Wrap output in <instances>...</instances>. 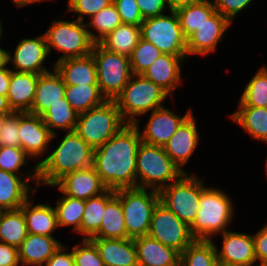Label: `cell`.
<instances>
[{"instance_id":"obj_1","label":"cell","mask_w":267,"mask_h":266,"mask_svg":"<svg viewBox=\"0 0 267 266\" xmlns=\"http://www.w3.org/2000/svg\"><path fill=\"white\" fill-rule=\"evenodd\" d=\"M139 124H126L94 149L93 168L109 190L137 188L136 156L142 142Z\"/></svg>"},{"instance_id":"obj_2","label":"cell","mask_w":267,"mask_h":266,"mask_svg":"<svg viewBox=\"0 0 267 266\" xmlns=\"http://www.w3.org/2000/svg\"><path fill=\"white\" fill-rule=\"evenodd\" d=\"M65 133L55 150L37 163L39 186H53L66 174L93 166L94 149L75 131Z\"/></svg>"},{"instance_id":"obj_3","label":"cell","mask_w":267,"mask_h":266,"mask_svg":"<svg viewBox=\"0 0 267 266\" xmlns=\"http://www.w3.org/2000/svg\"><path fill=\"white\" fill-rule=\"evenodd\" d=\"M219 188L207 187L201 194L199 211L190 232L195 240H212V236L227 231L234 218V204Z\"/></svg>"},{"instance_id":"obj_4","label":"cell","mask_w":267,"mask_h":266,"mask_svg":"<svg viewBox=\"0 0 267 266\" xmlns=\"http://www.w3.org/2000/svg\"><path fill=\"white\" fill-rule=\"evenodd\" d=\"M136 160L137 188L159 192L185 173L172 161L162 146L141 142Z\"/></svg>"},{"instance_id":"obj_5","label":"cell","mask_w":267,"mask_h":266,"mask_svg":"<svg viewBox=\"0 0 267 266\" xmlns=\"http://www.w3.org/2000/svg\"><path fill=\"white\" fill-rule=\"evenodd\" d=\"M167 97L158 85L142 75L133 74L114 101L127 124H139V116L164 106L162 103Z\"/></svg>"},{"instance_id":"obj_6","label":"cell","mask_w":267,"mask_h":266,"mask_svg":"<svg viewBox=\"0 0 267 266\" xmlns=\"http://www.w3.org/2000/svg\"><path fill=\"white\" fill-rule=\"evenodd\" d=\"M127 123L114 100H106L101 105L78 115L75 132L93 149H96Z\"/></svg>"},{"instance_id":"obj_7","label":"cell","mask_w":267,"mask_h":266,"mask_svg":"<svg viewBox=\"0 0 267 266\" xmlns=\"http://www.w3.org/2000/svg\"><path fill=\"white\" fill-rule=\"evenodd\" d=\"M47 40L48 53L54 48L63 52L56 62L89 55L95 44V33L87 29L86 22L54 20L44 32Z\"/></svg>"},{"instance_id":"obj_8","label":"cell","mask_w":267,"mask_h":266,"mask_svg":"<svg viewBox=\"0 0 267 266\" xmlns=\"http://www.w3.org/2000/svg\"><path fill=\"white\" fill-rule=\"evenodd\" d=\"M206 188L203 180L186 172L159 191L160 203L190 227L196 219L201 194Z\"/></svg>"},{"instance_id":"obj_9","label":"cell","mask_w":267,"mask_h":266,"mask_svg":"<svg viewBox=\"0 0 267 266\" xmlns=\"http://www.w3.org/2000/svg\"><path fill=\"white\" fill-rule=\"evenodd\" d=\"M115 195L122 205L127 235L133 239L148 235L154 208L160 202L159 192L128 188L115 190Z\"/></svg>"},{"instance_id":"obj_10","label":"cell","mask_w":267,"mask_h":266,"mask_svg":"<svg viewBox=\"0 0 267 266\" xmlns=\"http://www.w3.org/2000/svg\"><path fill=\"white\" fill-rule=\"evenodd\" d=\"M92 55L101 94L107 100H115L133 75L129 56L111 52L99 43L94 44Z\"/></svg>"},{"instance_id":"obj_11","label":"cell","mask_w":267,"mask_h":266,"mask_svg":"<svg viewBox=\"0 0 267 266\" xmlns=\"http://www.w3.org/2000/svg\"><path fill=\"white\" fill-rule=\"evenodd\" d=\"M145 18L140 24L141 39L154 44L162 53L174 56H188L187 39L183 35L178 15L169 11Z\"/></svg>"},{"instance_id":"obj_12","label":"cell","mask_w":267,"mask_h":266,"mask_svg":"<svg viewBox=\"0 0 267 266\" xmlns=\"http://www.w3.org/2000/svg\"><path fill=\"white\" fill-rule=\"evenodd\" d=\"M148 235L180 254L195 240L190 227L160 202L154 208Z\"/></svg>"},{"instance_id":"obj_13","label":"cell","mask_w":267,"mask_h":266,"mask_svg":"<svg viewBox=\"0 0 267 266\" xmlns=\"http://www.w3.org/2000/svg\"><path fill=\"white\" fill-rule=\"evenodd\" d=\"M33 169L25 174V181L23 177L21 178L22 175L0 169V210H17L29 199V191L35 195L34 192H37L39 187L38 165L35 164ZM31 180H33L32 183H36V189L29 184Z\"/></svg>"},{"instance_id":"obj_14","label":"cell","mask_w":267,"mask_h":266,"mask_svg":"<svg viewBox=\"0 0 267 266\" xmlns=\"http://www.w3.org/2000/svg\"><path fill=\"white\" fill-rule=\"evenodd\" d=\"M222 248L215 245L219 266H254L255 256L253 236L227 230L221 234Z\"/></svg>"},{"instance_id":"obj_15","label":"cell","mask_w":267,"mask_h":266,"mask_svg":"<svg viewBox=\"0 0 267 266\" xmlns=\"http://www.w3.org/2000/svg\"><path fill=\"white\" fill-rule=\"evenodd\" d=\"M47 40L45 34L34 38L20 40L12 55L9 52V63L14 67L13 71L44 74L49 72L43 64L48 57Z\"/></svg>"},{"instance_id":"obj_16","label":"cell","mask_w":267,"mask_h":266,"mask_svg":"<svg viewBox=\"0 0 267 266\" xmlns=\"http://www.w3.org/2000/svg\"><path fill=\"white\" fill-rule=\"evenodd\" d=\"M18 134L21 148L34 159L40 158L47 152L53 136L42 117L30 112H19Z\"/></svg>"},{"instance_id":"obj_17","label":"cell","mask_w":267,"mask_h":266,"mask_svg":"<svg viewBox=\"0 0 267 266\" xmlns=\"http://www.w3.org/2000/svg\"><path fill=\"white\" fill-rule=\"evenodd\" d=\"M146 126L140 131L141 140L144 143L156 146H164L178 130L180 125L192 114L191 108L185 115L179 116L167 107L162 106L153 110Z\"/></svg>"},{"instance_id":"obj_18","label":"cell","mask_w":267,"mask_h":266,"mask_svg":"<svg viewBox=\"0 0 267 266\" xmlns=\"http://www.w3.org/2000/svg\"><path fill=\"white\" fill-rule=\"evenodd\" d=\"M230 26L231 22L216 11L187 38L188 56L194 54L206 56L208 53L215 52Z\"/></svg>"},{"instance_id":"obj_19","label":"cell","mask_w":267,"mask_h":266,"mask_svg":"<svg viewBox=\"0 0 267 266\" xmlns=\"http://www.w3.org/2000/svg\"><path fill=\"white\" fill-rule=\"evenodd\" d=\"M53 186L69 197L85 201L107 190L93 166L68 173Z\"/></svg>"},{"instance_id":"obj_20","label":"cell","mask_w":267,"mask_h":266,"mask_svg":"<svg viewBox=\"0 0 267 266\" xmlns=\"http://www.w3.org/2000/svg\"><path fill=\"white\" fill-rule=\"evenodd\" d=\"M199 137L195 117L192 113L163 146L167 155L185 173L183 166L187 164L195 152Z\"/></svg>"},{"instance_id":"obj_21","label":"cell","mask_w":267,"mask_h":266,"mask_svg":"<svg viewBox=\"0 0 267 266\" xmlns=\"http://www.w3.org/2000/svg\"><path fill=\"white\" fill-rule=\"evenodd\" d=\"M186 58L188 56H174L163 53L144 71L142 76L172 96V91L182 84L181 66Z\"/></svg>"},{"instance_id":"obj_22","label":"cell","mask_w":267,"mask_h":266,"mask_svg":"<svg viewBox=\"0 0 267 266\" xmlns=\"http://www.w3.org/2000/svg\"><path fill=\"white\" fill-rule=\"evenodd\" d=\"M89 240L96 246L104 266H138L137 249L133 238Z\"/></svg>"},{"instance_id":"obj_23","label":"cell","mask_w":267,"mask_h":266,"mask_svg":"<svg viewBox=\"0 0 267 266\" xmlns=\"http://www.w3.org/2000/svg\"><path fill=\"white\" fill-rule=\"evenodd\" d=\"M138 266H179L180 253L149 235L134 238Z\"/></svg>"},{"instance_id":"obj_24","label":"cell","mask_w":267,"mask_h":266,"mask_svg":"<svg viewBox=\"0 0 267 266\" xmlns=\"http://www.w3.org/2000/svg\"><path fill=\"white\" fill-rule=\"evenodd\" d=\"M38 74L17 72L11 69L7 94L9 107L13 112H29L35 97Z\"/></svg>"},{"instance_id":"obj_25","label":"cell","mask_w":267,"mask_h":266,"mask_svg":"<svg viewBox=\"0 0 267 266\" xmlns=\"http://www.w3.org/2000/svg\"><path fill=\"white\" fill-rule=\"evenodd\" d=\"M51 71L39 75L30 113L42 116L50 106L63 102L66 85L54 68Z\"/></svg>"},{"instance_id":"obj_26","label":"cell","mask_w":267,"mask_h":266,"mask_svg":"<svg viewBox=\"0 0 267 266\" xmlns=\"http://www.w3.org/2000/svg\"><path fill=\"white\" fill-rule=\"evenodd\" d=\"M65 85H90L97 83L96 64L92 53L65 59L53 64Z\"/></svg>"},{"instance_id":"obj_27","label":"cell","mask_w":267,"mask_h":266,"mask_svg":"<svg viewBox=\"0 0 267 266\" xmlns=\"http://www.w3.org/2000/svg\"><path fill=\"white\" fill-rule=\"evenodd\" d=\"M61 245L53 236L28 233L19 247L20 263L22 266H43Z\"/></svg>"},{"instance_id":"obj_28","label":"cell","mask_w":267,"mask_h":266,"mask_svg":"<svg viewBox=\"0 0 267 266\" xmlns=\"http://www.w3.org/2000/svg\"><path fill=\"white\" fill-rule=\"evenodd\" d=\"M29 199L19 208L25 217L28 233L53 236L58 228L55 208L50 203L34 205Z\"/></svg>"},{"instance_id":"obj_29","label":"cell","mask_w":267,"mask_h":266,"mask_svg":"<svg viewBox=\"0 0 267 266\" xmlns=\"http://www.w3.org/2000/svg\"><path fill=\"white\" fill-rule=\"evenodd\" d=\"M230 117L252 138L267 143V107L238 106Z\"/></svg>"},{"instance_id":"obj_30","label":"cell","mask_w":267,"mask_h":266,"mask_svg":"<svg viewBox=\"0 0 267 266\" xmlns=\"http://www.w3.org/2000/svg\"><path fill=\"white\" fill-rule=\"evenodd\" d=\"M98 232L92 238L127 239L125 220L120 199L115 195L105 206Z\"/></svg>"},{"instance_id":"obj_31","label":"cell","mask_w":267,"mask_h":266,"mask_svg":"<svg viewBox=\"0 0 267 266\" xmlns=\"http://www.w3.org/2000/svg\"><path fill=\"white\" fill-rule=\"evenodd\" d=\"M140 39V26L121 24L98 43L111 52L130 56Z\"/></svg>"},{"instance_id":"obj_32","label":"cell","mask_w":267,"mask_h":266,"mask_svg":"<svg viewBox=\"0 0 267 266\" xmlns=\"http://www.w3.org/2000/svg\"><path fill=\"white\" fill-rule=\"evenodd\" d=\"M115 196L114 190L107 189L104 193L85 201V211L80 225L83 239L92 238L99 230L106 204Z\"/></svg>"},{"instance_id":"obj_33","label":"cell","mask_w":267,"mask_h":266,"mask_svg":"<svg viewBox=\"0 0 267 266\" xmlns=\"http://www.w3.org/2000/svg\"><path fill=\"white\" fill-rule=\"evenodd\" d=\"M28 234L25 217L20 209L0 214V242L19 248Z\"/></svg>"},{"instance_id":"obj_34","label":"cell","mask_w":267,"mask_h":266,"mask_svg":"<svg viewBox=\"0 0 267 266\" xmlns=\"http://www.w3.org/2000/svg\"><path fill=\"white\" fill-rule=\"evenodd\" d=\"M64 97L78 114L99 106L107 100L101 94L98 84L66 85Z\"/></svg>"},{"instance_id":"obj_35","label":"cell","mask_w":267,"mask_h":266,"mask_svg":"<svg viewBox=\"0 0 267 266\" xmlns=\"http://www.w3.org/2000/svg\"><path fill=\"white\" fill-rule=\"evenodd\" d=\"M216 12L213 0H203L176 11L183 35L187 39Z\"/></svg>"},{"instance_id":"obj_36","label":"cell","mask_w":267,"mask_h":266,"mask_svg":"<svg viewBox=\"0 0 267 266\" xmlns=\"http://www.w3.org/2000/svg\"><path fill=\"white\" fill-rule=\"evenodd\" d=\"M78 113L71 107L67 99L64 97L63 102H58L52 106L41 116L44 124L53 134L52 139L57 137V131L66 130L67 132L74 131L77 124Z\"/></svg>"},{"instance_id":"obj_37","label":"cell","mask_w":267,"mask_h":266,"mask_svg":"<svg viewBox=\"0 0 267 266\" xmlns=\"http://www.w3.org/2000/svg\"><path fill=\"white\" fill-rule=\"evenodd\" d=\"M179 266H219L212 240H194L181 254Z\"/></svg>"},{"instance_id":"obj_38","label":"cell","mask_w":267,"mask_h":266,"mask_svg":"<svg viewBox=\"0 0 267 266\" xmlns=\"http://www.w3.org/2000/svg\"><path fill=\"white\" fill-rule=\"evenodd\" d=\"M62 198L56 201L55 212L58 227L72 226L73 232L80 234V225L85 211V200L72 198L61 190Z\"/></svg>"},{"instance_id":"obj_39","label":"cell","mask_w":267,"mask_h":266,"mask_svg":"<svg viewBox=\"0 0 267 266\" xmlns=\"http://www.w3.org/2000/svg\"><path fill=\"white\" fill-rule=\"evenodd\" d=\"M239 106L267 107V67H260L246 84Z\"/></svg>"},{"instance_id":"obj_40","label":"cell","mask_w":267,"mask_h":266,"mask_svg":"<svg viewBox=\"0 0 267 266\" xmlns=\"http://www.w3.org/2000/svg\"><path fill=\"white\" fill-rule=\"evenodd\" d=\"M89 21L86 23L87 29L92 28V30L94 29L98 33L95 35V43H98L117 26L122 24L120 15L113 3L92 16Z\"/></svg>"},{"instance_id":"obj_41","label":"cell","mask_w":267,"mask_h":266,"mask_svg":"<svg viewBox=\"0 0 267 266\" xmlns=\"http://www.w3.org/2000/svg\"><path fill=\"white\" fill-rule=\"evenodd\" d=\"M162 54L154 44L140 39L129 56L132 74L142 75Z\"/></svg>"},{"instance_id":"obj_42","label":"cell","mask_w":267,"mask_h":266,"mask_svg":"<svg viewBox=\"0 0 267 266\" xmlns=\"http://www.w3.org/2000/svg\"><path fill=\"white\" fill-rule=\"evenodd\" d=\"M30 157L22 148L0 146V169L17 175H22L21 167L26 166Z\"/></svg>"},{"instance_id":"obj_43","label":"cell","mask_w":267,"mask_h":266,"mask_svg":"<svg viewBox=\"0 0 267 266\" xmlns=\"http://www.w3.org/2000/svg\"><path fill=\"white\" fill-rule=\"evenodd\" d=\"M75 266H104L96 246L89 239L72 247Z\"/></svg>"},{"instance_id":"obj_44","label":"cell","mask_w":267,"mask_h":266,"mask_svg":"<svg viewBox=\"0 0 267 266\" xmlns=\"http://www.w3.org/2000/svg\"><path fill=\"white\" fill-rule=\"evenodd\" d=\"M111 3L113 0H68L67 12H74L73 15L78 13L77 20L85 22V16L90 19Z\"/></svg>"},{"instance_id":"obj_45","label":"cell","mask_w":267,"mask_h":266,"mask_svg":"<svg viewBox=\"0 0 267 266\" xmlns=\"http://www.w3.org/2000/svg\"><path fill=\"white\" fill-rule=\"evenodd\" d=\"M19 112L10 114L0 130V146H11L21 148V141L18 134Z\"/></svg>"},{"instance_id":"obj_46","label":"cell","mask_w":267,"mask_h":266,"mask_svg":"<svg viewBox=\"0 0 267 266\" xmlns=\"http://www.w3.org/2000/svg\"><path fill=\"white\" fill-rule=\"evenodd\" d=\"M122 24H133L140 26L144 20L140 14L136 0H113Z\"/></svg>"},{"instance_id":"obj_47","label":"cell","mask_w":267,"mask_h":266,"mask_svg":"<svg viewBox=\"0 0 267 266\" xmlns=\"http://www.w3.org/2000/svg\"><path fill=\"white\" fill-rule=\"evenodd\" d=\"M254 0H213L215 9L231 23L238 13L247 8Z\"/></svg>"},{"instance_id":"obj_48","label":"cell","mask_w":267,"mask_h":266,"mask_svg":"<svg viewBox=\"0 0 267 266\" xmlns=\"http://www.w3.org/2000/svg\"><path fill=\"white\" fill-rule=\"evenodd\" d=\"M143 19L164 14L169 9L166 0H136Z\"/></svg>"},{"instance_id":"obj_49","label":"cell","mask_w":267,"mask_h":266,"mask_svg":"<svg viewBox=\"0 0 267 266\" xmlns=\"http://www.w3.org/2000/svg\"><path fill=\"white\" fill-rule=\"evenodd\" d=\"M254 239L255 256L257 261H259L258 266L267 265V224L257 231V233L252 234Z\"/></svg>"},{"instance_id":"obj_50","label":"cell","mask_w":267,"mask_h":266,"mask_svg":"<svg viewBox=\"0 0 267 266\" xmlns=\"http://www.w3.org/2000/svg\"><path fill=\"white\" fill-rule=\"evenodd\" d=\"M19 248L0 242V266H20Z\"/></svg>"},{"instance_id":"obj_51","label":"cell","mask_w":267,"mask_h":266,"mask_svg":"<svg viewBox=\"0 0 267 266\" xmlns=\"http://www.w3.org/2000/svg\"><path fill=\"white\" fill-rule=\"evenodd\" d=\"M63 244L60 248L46 261L43 266H75L72 249L70 252Z\"/></svg>"},{"instance_id":"obj_52","label":"cell","mask_w":267,"mask_h":266,"mask_svg":"<svg viewBox=\"0 0 267 266\" xmlns=\"http://www.w3.org/2000/svg\"><path fill=\"white\" fill-rule=\"evenodd\" d=\"M11 68L0 69V95L7 96L10 84Z\"/></svg>"},{"instance_id":"obj_53","label":"cell","mask_w":267,"mask_h":266,"mask_svg":"<svg viewBox=\"0 0 267 266\" xmlns=\"http://www.w3.org/2000/svg\"><path fill=\"white\" fill-rule=\"evenodd\" d=\"M166 1L169 7V11L176 12L178 9L189 6L191 4L201 2L203 0H166Z\"/></svg>"},{"instance_id":"obj_54","label":"cell","mask_w":267,"mask_h":266,"mask_svg":"<svg viewBox=\"0 0 267 266\" xmlns=\"http://www.w3.org/2000/svg\"><path fill=\"white\" fill-rule=\"evenodd\" d=\"M9 52L7 50H4L0 46V69L7 68L9 64Z\"/></svg>"},{"instance_id":"obj_55","label":"cell","mask_w":267,"mask_h":266,"mask_svg":"<svg viewBox=\"0 0 267 266\" xmlns=\"http://www.w3.org/2000/svg\"><path fill=\"white\" fill-rule=\"evenodd\" d=\"M0 113H3V114L13 113L12 109L9 107L7 97L2 96V95H0Z\"/></svg>"},{"instance_id":"obj_56","label":"cell","mask_w":267,"mask_h":266,"mask_svg":"<svg viewBox=\"0 0 267 266\" xmlns=\"http://www.w3.org/2000/svg\"><path fill=\"white\" fill-rule=\"evenodd\" d=\"M17 7H25L27 5L34 4L36 2H44L48 0H11Z\"/></svg>"},{"instance_id":"obj_57","label":"cell","mask_w":267,"mask_h":266,"mask_svg":"<svg viewBox=\"0 0 267 266\" xmlns=\"http://www.w3.org/2000/svg\"><path fill=\"white\" fill-rule=\"evenodd\" d=\"M9 115H10V114H3V113H0V130L2 129L5 120H6V118H7Z\"/></svg>"},{"instance_id":"obj_58","label":"cell","mask_w":267,"mask_h":266,"mask_svg":"<svg viewBox=\"0 0 267 266\" xmlns=\"http://www.w3.org/2000/svg\"><path fill=\"white\" fill-rule=\"evenodd\" d=\"M1 21L2 20L0 18V39H2V35H3V33H2L3 29H2V22Z\"/></svg>"},{"instance_id":"obj_59","label":"cell","mask_w":267,"mask_h":266,"mask_svg":"<svg viewBox=\"0 0 267 266\" xmlns=\"http://www.w3.org/2000/svg\"><path fill=\"white\" fill-rule=\"evenodd\" d=\"M265 174L267 175V159L265 160ZM266 178H267V176H266Z\"/></svg>"}]
</instances>
